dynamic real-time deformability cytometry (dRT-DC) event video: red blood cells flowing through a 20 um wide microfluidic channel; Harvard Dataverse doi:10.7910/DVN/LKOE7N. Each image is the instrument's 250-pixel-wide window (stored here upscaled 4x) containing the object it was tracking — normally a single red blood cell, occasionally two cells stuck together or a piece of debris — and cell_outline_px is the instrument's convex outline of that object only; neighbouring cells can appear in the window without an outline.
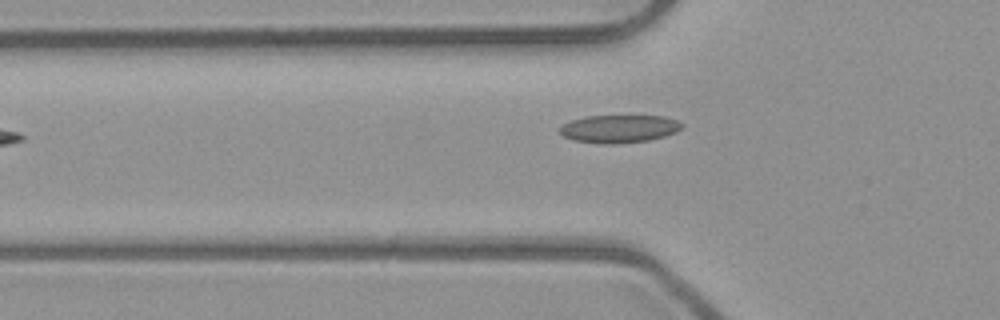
{"species": "common noctule bat (a hibernating species)", "species_latin": "Nyctalus noctula", "temperature_condition": "room temperature", "stored_images_in_passage": 2, "camera_frame_rate_fps": 3000, "um_per_image_px": 0.085, "animal": {"sex": "male", "body_mass_g": 23.1, "forearm_length_mm": 52.7}, "frame": {"image": 1, "passage_image": 2, "time_ms": 0.333, "image_size_px": [1000, 320], "cell_outline_px": [[684, 124], [676, 132], [664, 136], [648, 140], [620, 144], [600, 144], [572, 140], [564, 136], [560, 132], [560, 128], [564, 124], [572, 120], [584, 116], [664, 116], [676, 120]], "centroid_in_image_um": [52.62, 10.95], "position_along_channel_um": 73.2, "area_um2": 19.83}}